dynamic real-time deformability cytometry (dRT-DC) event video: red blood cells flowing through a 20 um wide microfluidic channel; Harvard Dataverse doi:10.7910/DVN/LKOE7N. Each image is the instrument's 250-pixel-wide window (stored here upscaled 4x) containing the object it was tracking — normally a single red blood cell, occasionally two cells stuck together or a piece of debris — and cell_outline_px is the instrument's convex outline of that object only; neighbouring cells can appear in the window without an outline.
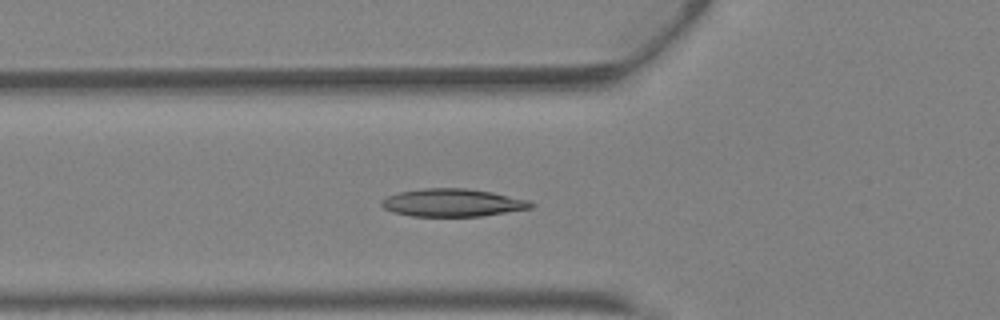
{"species": "Egyptian fruit bat (a non-hibernating species)", "species_latin": "Rousettus aegyptiacus", "temperature_condition": "warm", "stored_images_in_passage": 34, "camera_frame_rate_fps": 3000, "um_per_image_px": 0.085, "animal": {"sex": "female"}, "frame": {"image": 1, "passage_image": 7, "time_ms": 2.0, "image_size_px": [1000, 320], "cell_outline_px": [[536, 204], [532, 208], [484, 216], [412, 216], [392, 212], [384, 208], [380, 204], [380, 200], [388, 196], [400, 192], [424, 188], [468, 188], [492, 192], [532, 200]], "centroid_in_image_um": [38.52, 17.23], "position_along_channel_um": 87.3, "area_um2": 24.45}}
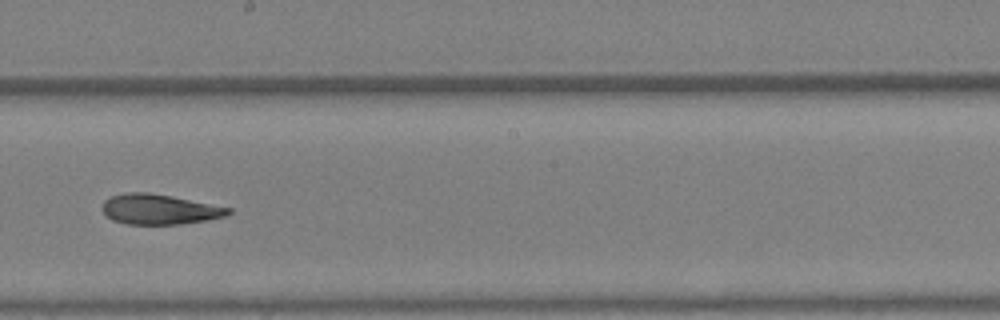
{"frame": {"image": 2, "passage_image": 16, "time_ms": 5.0, "image_size_px": [1000, 320], "cell_outline_px": [[232, 212], [224, 216], [208, 220], [180, 224], [128, 224], [112, 220], [100, 208], [104, 200], [112, 196], [128, 192], [144, 192], [168, 196], [232, 208]], "centroid_in_image_um": [13.52, 17.8], "position_along_channel_um": 234.7, "area_um2": 21.85}}
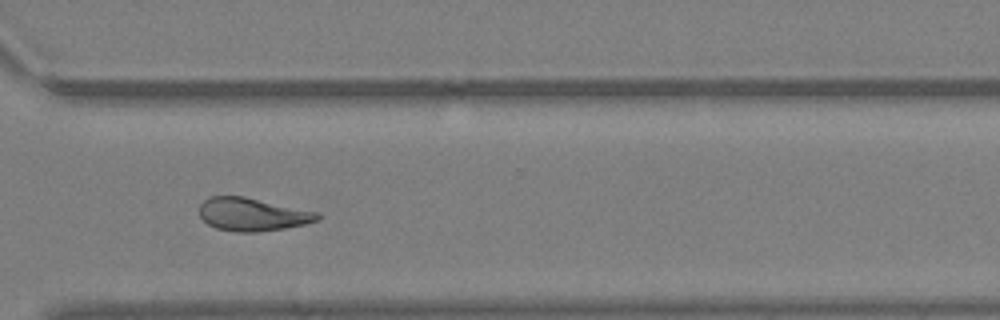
{"frame": {"image": 3, "passage_image": 23, "time_ms": 7.333, "image_size_px": [1000, 320], "cell_outline_px": [[320, 220], [304, 224], [284, 228], [256, 232], [236, 232], [216, 228], [208, 224], [200, 216], [200, 204], [208, 196], [244, 196], [320, 212]], "centroid_in_image_um": [21.47, 18.21], "position_along_channel_um": 349.1, "area_um2": 22.83}, "authors_computed_cell_mechanics": {"area_um2": 23.1489, "velocity_mm_per_s": 4.9015, "shape_relaxation_time_tau1_ms": 8.7992, "shape_relaxation_time_tau2_ms": 1.5722, "deformation_change_tau1": 0.2269, "deformation_change_tau2": 0.0761}}